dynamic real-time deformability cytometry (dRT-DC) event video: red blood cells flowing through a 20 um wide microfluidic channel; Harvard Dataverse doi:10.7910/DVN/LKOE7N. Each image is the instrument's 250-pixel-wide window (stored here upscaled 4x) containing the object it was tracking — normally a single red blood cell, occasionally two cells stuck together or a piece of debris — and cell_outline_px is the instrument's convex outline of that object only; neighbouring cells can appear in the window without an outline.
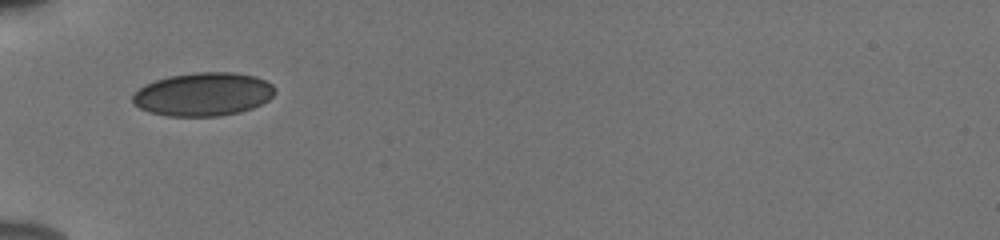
{"species": "human", "species_latin": "Homo sapiens", "temperature_condition": "cold", "stored_images_in_passage": 35, "camera_frame_rate_fps": 3000, "um_per_image_px": 0.085, "donor": {"sex": "male"}, "frame": {"image": 1, "passage_image": 1, "time_ms": 0.0, "image_size_px": [1000, 240], "cell_outline_px": [[276, 92], [268, 100], [252, 108], [240, 112], [220, 116], [168, 116], [148, 112], [140, 108], [132, 100], [132, 96], [144, 84], [168, 76], [196, 72], [232, 72], [256, 76], [272, 84], [276, 88]], "centroid_in_image_um": [17.29, 8.01], "position_along_channel_um": 67.7, "area_um2": 36.07}}
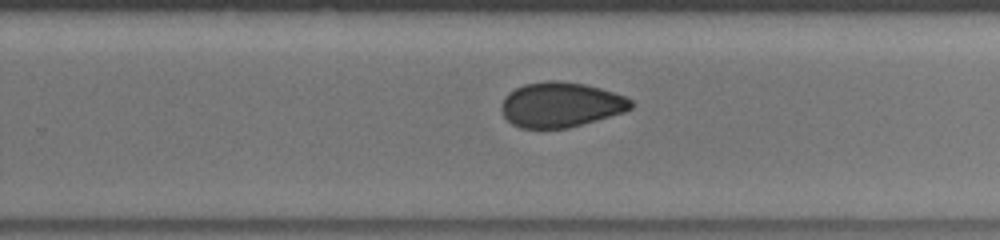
{"frame": {"image": 2, "passage_image": 18, "time_ms": 5.667, "image_size_px": [1000, 240], "cell_outline_px": [[632, 108], [624, 112], [568, 128], [520, 128], [512, 124], [504, 116], [500, 108], [500, 104], [504, 96], [508, 92], [524, 84], [548, 80], [560, 80], [584, 84], [600, 88], [624, 96], [632, 100]], "centroid_in_image_um": [47.63, 8.89], "position_along_channel_um": 282.2, "area_um2": 34.04}}
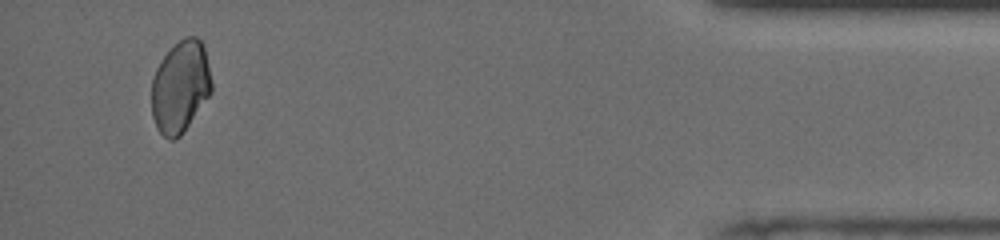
{"frame": {"image": 3, "passage_image": 33, "time_ms": 10.667, "image_size_px": [1000, 240], "cell_outline_px": [[212, 92], [184, 132], [176, 140], [168, 140], [156, 128], [152, 116], [152, 80], [156, 68], [164, 56], [184, 36], [196, 36], [204, 44], [212, 84]], "centroid_in_image_um": [15.34, 7.4], "position_along_channel_um": 419.9, "area_um2": 32.25}, "authors_computed_cell_mechanics": {"area_um2": 33.9286, "velocity_mm_per_s": 3.8759, "shape_relaxation_time_tau1_ms": null, "shape_relaxation_time_tau2_ms": 2.2115, "deformation_change_tau1": null, "deformation_change_tau2": 0.0595}}